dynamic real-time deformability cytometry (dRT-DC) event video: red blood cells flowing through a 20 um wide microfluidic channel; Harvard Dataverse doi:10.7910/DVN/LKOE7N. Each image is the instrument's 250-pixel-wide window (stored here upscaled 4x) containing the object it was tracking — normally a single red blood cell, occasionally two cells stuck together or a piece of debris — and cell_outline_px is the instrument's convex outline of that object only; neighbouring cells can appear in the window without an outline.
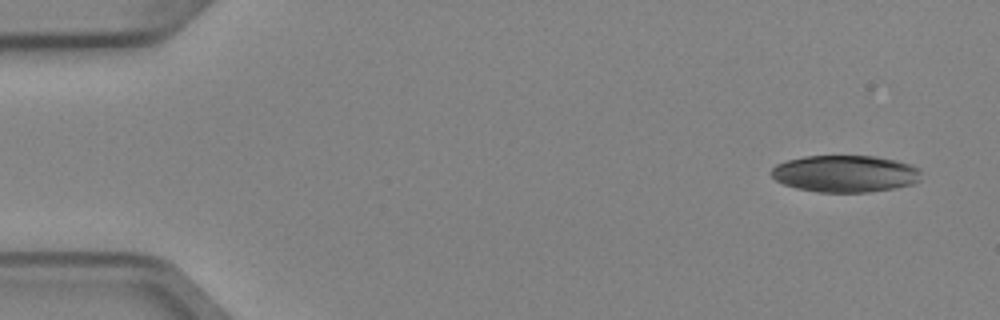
{"species": "Egyptian fruit bat (a non-hibernating species)", "species_latin": "Rousettus aegyptiacus", "temperature_condition": "cold", "stored_images_in_passage": 7, "camera_frame_rate_fps": 3000, "um_per_image_px": 0.085, "animal": {"sex": "female"}, "frame": {"image": 1, "passage_image": 1, "time_ms": 0.0, "image_size_px": [1000, 320], "cell_outline_px": [[920, 180], [912, 184], [896, 188], [868, 192], [820, 192], [796, 188], [784, 184], [776, 180], [772, 176], [772, 168], [776, 164], [788, 160], [804, 156], [876, 156], [896, 160], [912, 164], [920, 168]], "centroid_in_image_um": [71.87, 14.76], "position_along_channel_um": 13.1, "area_um2": 32.37}}
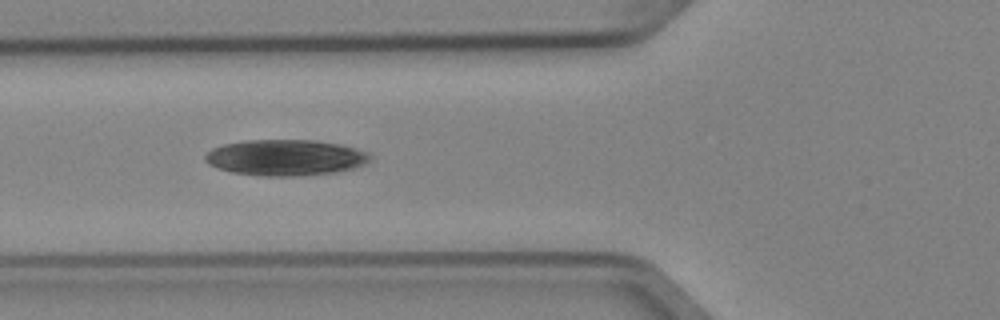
{"frame": {"image": 2, "passage_image": 5, "time_ms": 1.333, "image_size_px": [1000, 320], "cell_outline_px": [[372, 156], [364, 164], [352, 168], [336, 172], [300, 176], [264, 176], [232, 172], [216, 168], [208, 164], [204, 160], [204, 156], [212, 148], [224, 144], [244, 140], [316, 140], [340, 144], [356, 148], [368, 152]], "centroid_in_image_um": [24.24, 13.39], "position_along_channel_um": 101.6, "area_um2": 34.74}}
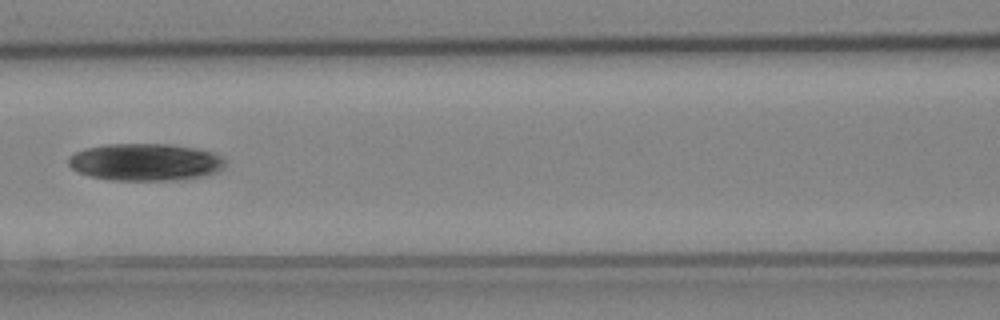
{"frame": {"image": 3, "passage_image": 6, "time_ms": 1.667, "image_size_px": [1000, 320], "cell_outline_px": [[228, 160], [224, 168], [200, 176], [176, 180], [112, 180], [88, 176], [72, 168], [68, 164], [68, 156], [84, 148], [104, 144], [168, 144], [196, 148], [212, 152], [224, 156]], "centroid_in_image_um": [12.35, 13.77], "position_along_channel_um": 154.3, "area_um2": 34.16}}